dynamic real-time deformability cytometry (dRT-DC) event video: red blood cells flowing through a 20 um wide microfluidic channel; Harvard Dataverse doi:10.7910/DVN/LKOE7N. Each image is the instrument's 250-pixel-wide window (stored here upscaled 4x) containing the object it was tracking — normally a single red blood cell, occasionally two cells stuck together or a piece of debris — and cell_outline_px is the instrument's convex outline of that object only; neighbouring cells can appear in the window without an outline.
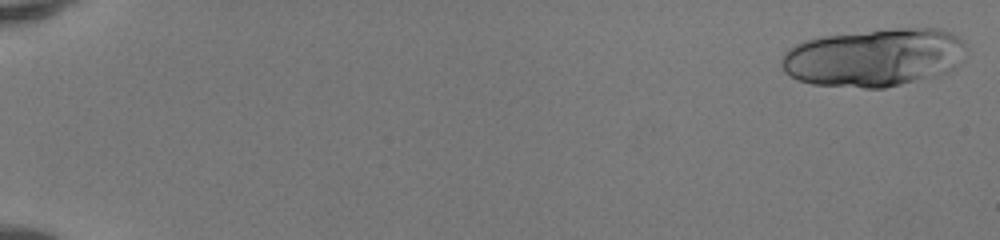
{"species": "human", "species_latin": "Homo sapiens", "temperature_condition": "room temperature", "stored_images_in_passage": 49, "segment_of_instrument_passage": [1, 2], "camera_frame_rate_fps": 3000, "um_per_image_px": 0.085, "donor": {"sex": "female"}, "frame": {"image": 1, "passage_image": 1, "time_ms": 0.0, "image_size_px": [1000, 240], "cell_outline_px": [[964, 60], [948, 72], [936, 76], [884, 88], [864, 88], [812, 84], [788, 76], [784, 72], [780, 64], [780, 60], [784, 52], [788, 48], [804, 40], [820, 36], [896, 28], [940, 28], [952, 32], [964, 44]], "centroid_in_image_um": [74.29, 4.89], "position_along_channel_um": 10.7, "area_um2": 62.94}}
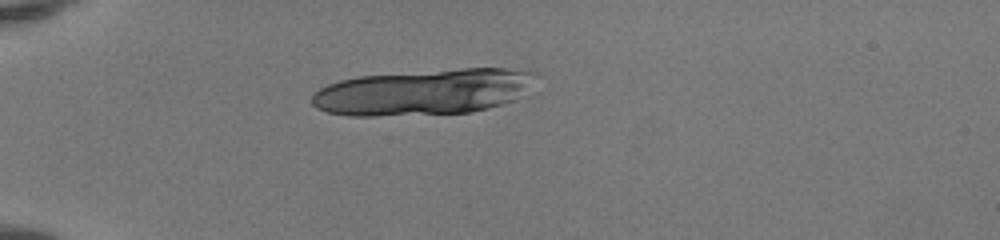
{"frame": {"image": 2, "passage_image": 15, "time_ms": 4.667, "image_size_px": [1000, 240], "cell_outline_px": [[536, 72], [512, 100], [488, 108], [472, 112], [376, 116], [348, 116], [328, 112], [316, 108], [312, 104], [312, 96], [320, 88], [328, 84], [340, 80], [356, 76], [464, 68], [504, 68]], "centroid_in_image_um": [35.84, 7.83], "position_along_channel_um": 49.2, "area_um2": 58.84}}